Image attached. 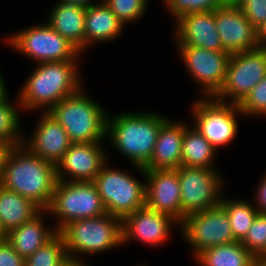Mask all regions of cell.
<instances>
[{
	"label": "cell",
	"instance_id": "obj_43",
	"mask_svg": "<svg viewBox=\"0 0 266 266\" xmlns=\"http://www.w3.org/2000/svg\"><path fill=\"white\" fill-rule=\"evenodd\" d=\"M225 4H238L240 0H223Z\"/></svg>",
	"mask_w": 266,
	"mask_h": 266
},
{
	"label": "cell",
	"instance_id": "obj_32",
	"mask_svg": "<svg viewBox=\"0 0 266 266\" xmlns=\"http://www.w3.org/2000/svg\"><path fill=\"white\" fill-rule=\"evenodd\" d=\"M166 9L171 13L175 21L185 14L193 12L213 11L223 5V0H163Z\"/></svg>",
	"mask_w": 266,
	"mask_h": 266
},
{
	"label": "cell",
	"instance_id": "obj_40",
	"mask_svg": "<svg viewBox=\"0 0 266 266\" xmlns=\"http://www.w3.org/2000/svg\"><path fill=\"white\" fill-rule=\"evenodd\" d=\"M2 74L0 73V101L8 97V92L6 90L5 82L2 78Z\"/></svg>",
	"mask_w": 266,
	"mask_h": 266
},
{
	"label": "cell",
	"instance_id": "obj_12",
	"mask_svg": "<svg viewBox=\"0 0 266 266\" xmlns=\"http://www.w3.org/2000/svg\"><path fill=\"white\" fill-rule=\"evenodd\" d=\"M179 228L194 257L207 248L236 241L229 217L221 205L186 215Z\"/></svg>",
	"mask_w": 266,
	"mask_h": 266
},
{
	"label": "cell",
	"instance_id": "obj_8",
	"mask_svg": "<svg viewBox=\"0 0 266 266\" xmlns=\"http://www.w3.org/2000/svg\"><path fill=\"white\" fill-rule=\"evenodd\" d=\"M11 47L37 63L78 61L81 53L47 22L6 38Z\"/></svg>",
	"mask_w": 266,
	"mask_h": 266
},
{
	"label": "cell",
	"instance_id": "obj_15",
	"mask_svg": "<svg viewBox=\"0 0 266 266\" xmlns=\"http://www.w3.org/2000/svg\"><path fill=\"white\" fill-rule=\"evenodd\" d=\"M101 144L102 142L71 143L56 166L57 180L93 181L108 160Z\"/></svg>",
	"mask_w": 266,
	"mask_h": 266
},
{
	"label": "cell",
	"instance_id": "obj_42",
	"mask_svg": "<svg viewBox=\"0 0 266 266\" xmlns=\"http://www.w3.org/2000/svg\"><path fill=\"white\" fill-rule=\"evenodd\" d=\"M1 183H0V187H1ZM6 232L2 229V224L0 222V239L5 238Z\"/></svg>",
	"mask_w": 266,
	"mask_h": 266
},
{
	"label": "cell",
	"instance_id": "obj_4",
	"mask_svg": "<svg viewBox=\"0 0 266 266\" xmlns=\"http://www.w3.org/2000/svg\"><path fill=\"white\" fill-rule=\"evenodd\" d=\"M48 113L66 130L72 143L103 142L108 113L84 92L63 98Z\"/></svg>",
	"mask_w": 266,
	"mask_h": 266
},
{
	"label": "cell",
	"instance_id": "obj_23",
	"mask_svg": "<svg viewBox=\"0 0 266 266\" xmlns=\"http://www.w3.org/2000/svg\"><path fill=\"white\" fill-rule=\"evenodd\" d=\"M125 25L116 17L102 0L101 3L86 7L85 49L97 41L109 42L117 39Z\"/></svg>",
	"mask_w": 266,
	"mask_h": 266
},
{
	"label": "cell",
	"instance_id": "obj_11",
	"mask_svg": "<svg viewBox=\"0 0 266 266\" xmlns=\"http://www.w3.org/2000/svg\"><path fill=\"white\" fill-rule=\"evenodd\" d=\"M192 106L194 127L216 150L235 139L238 132L236 117L243 114L238 104L205 97Z\"/></svg>",
	"mask_w": 266,
	"mask_h": 266
},
{
	"label": "cell",
	"instance_id": "obj_13",
	"mask_svg": "<svg viewBox=\"0 0 266 266\" xmlns=\"http://www.w3.org/2000/svg\"><path fill=\"white\" fill-rule=\"evenodd\" d=\"M180 56L196 84L202 87L203 97L212 98L221 89L231 54L187 45H178Z\"/></svg>",
	"mask_w": 266,
	"mask_h": 266
},
{
	"label": "cell",
	"instance_id": "obj_28",
	"mask_svg": "<svg viewBox=\"0 0 266 266\" xmlns=\"http://www.w3.org/2000/svg\"><path fill=\"white\" fill-rule=\"evenodd\" d=\"M69 262L63 238L57 233L25 259V266H66Z\"/></svg>",
	"mask_w": 266,
	"mask_h": 266
},
{
	"label": "cell",
	"instance_id": "obj_29",
	"mask_svg": "<svg viewBox=\"0 0 266 266\" xmlns=\"http://www.w3.org/2000/svg\"><path fill=\"white\" fill-rule=\"evenodd\" d=\"M18 110L20 109L9 102L8 97L0 101V141L13 146L23 144L24 139L19 131L20 114Z\"/></svg>",
	"mask_w": 266,
	"mask_h": 266
},
{
	"label": "cell",
	"instance_id": "obj_38",
	"mask_svg": "<svg viewBox=\"0 0 266 266\" xmlns=\"http://www.w3.org/2000/svg\"><path fill=\"white\" fill-rule=\"evenodd\" d=\"M259 48H266V21L256 29Z\"/></svg>",
	"mask_w": 266,
	"mask_h": 266
},
{
	"label": "cell",
	"instance_id": "obj_22",
	"mask_svg": "<svg viewBox=\"0 0 266 266\" xmlns=\"http://www.w3.org/2000/svg\"><path fill=\"white\" fill-rule=\"evenodd\" d=\"M48 214L47 210H41L31 220L21 226L9 230L5 238L24 259H27L37 249L51 240L58 231L46 227L43 216Z\"/></svg>",
	"mask_w": 266,
	"mask_h": 266
},
{
	"label": "cell",
	"instance_id": "obj_16",
	"mask_svg": "<svg viewBox=\"0 0 266 266\" xmlns=\"http://www.w3.org/2000/svg\"><path fill=\"white\" fill-rule=\"evenodd\" d=\"M215 11V23L223 49L239 53L258 48L256 28L237 4H225Z\"/></svg>",
	"mask_w": 266,
	"mask_h": 266
},
{
	"label": "cell",
	"instance_id": "obj_7",
	"mask_svg": "<svg viewBox=\"0 0 266 266\" xmlns=\"http://www.w3.org/2000/svg\"><path fill=\"white\" fill-rule=\"evenodd\" d=\"M93 182L110 215L123 219L145 206L146 184L121 170L109 168L108 163Z\"/></svg>",
	"mask_w": 266,
	"mask_h": 266
},
{
	"label": "cell",
	"instance_id": "obj_17",
	"mask_svg": "<svg viewBox=\"0 0 266 266\" xmlns=\"http://www.w3.org/2000/svg\"><path fill=\"white\" fill-rule=\"evenodd\" d=\"M175 224L180 226L169 215L144 206L122 219V244L137 239L148 246L163 245Z\"/></svg>",
	"mask_w": 266,
	"mask_h": 266
},
{
	"label": "cell",
	"instance_id": "obj_44",
	"mask_svg": "<svg viewBox=\"0 0 266 266\" xmlns=\"http://www.w3.org/2000/svg\"><path fill=\"white\" fill-rule=\"evenodd\" d=\"M260 266H266V259L260 263Z\"/></svg>",
	"mask_w": 266,
	"mask_h": 266
},
{
	"label": "cell",
	"instance_id": "obj_2",
	"mask_svg": "<svg viewBox=\"0 0 266 266\" xmlns=\"http://www.w3.org/2000/svg\"><path fill=\"white\" fill-rule=\"evenodd\" d=\"M77 65V61L39 63L18 93V107L48 112L63 98L78 93L83 84Z\"/></svg>",
	"mask_w": 266,
	"mask_h": 266
},
{
	"label": "cell",
	"instance_id": "obj_1",
	"mask_svg": "<svg viewBox=\"0 0 266 266\" xmlns=\"http://www.w3.org/2000/svg\"><path fill=\"white\" fill-rule=\"evenodd\" d=\"M57 182L56 166L32 153L25 145L8 154L1 185L47 210Z\"/></svg>",
	"mask_w": 266,
	"mask_h": 266
},
{
	"label": "cell",
	"instance_id": "obj_9",
	"mask_svg": "<svg viewBox=\"0 0 266 266\" xmlns=\"http://www.w3.org/2000/svg\"><path fill=\"white\" fill-rule=\"evenodd\" d=\"M265 76L266 48L233 53L228 61L224 83L213 98L239 104ZM229 99L230 102L226 101Z\"/></svg>",
	"mask_w": 266,
	"mask_h": 266
},
{
	"label": "cell",
	"instance_id": "obj_35",
	"mask_svg": "<svg viewBox=\"0 0 266 266\" xmlns=\"http://www.w3.org/2000/svg\"><path fill=\"white\" fill-rule=\"evenodd\" d=\"M0 266H25V259L14 250L6 238L0 239Z\"/></svg>",
	"mask_w": 266,
	"mask_h": 266
},
{
	"label": "cell",
	"instance_id": "obj_41",
	"mask_svg": "<svg viewBox=\"0 0 266 266\" xmlns=\"http://www.w3.org/2000/svg\"><path fill=\"white\" fill-rule=\"evenodd\" d=\"M66 266H89L86 262H74L70 261Z\"/></svg>",
	"mask_w": 266,
	"mask_h": 266
},
{
	"label": "cell",
	"instance_id": "obj_27",
	"mask_svg": "<svg viewBox=\"0 0 266 266\" xmlns=\"http://www.w3.org/2000/svg\"><path fill=\"white\" fill-rule=\"evenodd\" d=\"M220 205L225 209L236 241L241 242L253 221L259 214L256 207L246 200H233L221 197Z\"/></svg>",
	"mask_w": 266,
	"mask_h": 266
},
{
	"label": "cell",
	"instance_id": "obj_6",
	"mask_svg": "<svg viewBox=\"0 0 266 266\" xmlns=\"http://www.w3.org/2000/svg\"><path fill=\"white\" fill-rule=\"evenodd\" d=\"M47 211L59 219L57 231L72 221L107 213L93 181L57 180Z\"/></svg>",
	"mask_w": 266,
	"mask_h": 266
},
{
	"label": "cell",
	"instance_id": "obj_25",
	"mask_svg": "<svg viewBox=\"0 0 266 266\" xmlns=\"http://www.w3.org/2000/svg\"><path fill=\"white\" fill-rule=\"evenodd\" d=\"M194 259L201 266H260L257 258L239 241L207 248Z\"/></svg>",
	"mask_w": 266,
	"mask_h": 266
},
{
	"label": "cell",
	"instance_id": "obj_19",
	"mask_svg": "<svg viewBox=\"0 0 266 266\" xmlns=\"http://www.w3.org/2000/svg\"><path fill=\"white\" fill-rule=\"evenodd\" d=\"M42 112L44 114L32 136L28 139L24 136L23 145L32 153L57 166L72 142L60 123L48 112Z\"/></svg>",
	"mask_w": 266,
	"mask_h": 266
},
{
	"label": "cell",
	"instance_id": "obj_26",
	"mask_svg": "<svg viewBox=\"0 0 266 266\" xmlns=\"http://www.w3.org/2000/svg\"><path fill=\"white\" fill-rule=\"evenodd\" d=\"M191 128L188 126L184 131L181 166L215 169L213 162L217 150L195 127Z\"/></svg>",
	"mask_w": 266,
	"mask_h": 266
},
{
	"label": "cell",
	"instance_id": "obj_36",
	"mask_svg": "<svg viewBox=\"0 0 266 266\" xmlns=\"http://www.w3.org/2000/svg\"><path fill=\"white\" fill-rule=\"evenodd\" d=\"M255 197L257 200V205L255 204V207H257L256 209L259 214H266V174H264L263 178H261L258 183Z\"/></svg>",
	"mask_w": 266,
	"mask_h": 266
},
{
	"label": "cell",
	"instance_id": "obj_21",
	"mask_svg": "<svg viewBox=\"0 0 266 266\" xmlns=\"http://www.w3.org/2000/svg\"><path fill=\"white\" fill-rule=\"evenodd\" d=\"M86 7L58 2L50 10L47 23L80 53L85 50Z\"/></svg>",
	"mask_w": 266,
	"mask_h": 266
},
{
	"label": "cell",
	"instance_id": "obj_3",
	"mask_svg": "<svg viewBox=\"0 0 266 266\" xmlns=\"http://www.w3.org/2000/svg\"><path fill=\"white\" fill-rule=\"evenodd\" d=\"M168 118L152 112H124L107 118L106 138L131 164L144 167L150 160L159 129Z\"/></svg>",
	"mask_w": 266,
	"mask_h": 266
},
{
	"label": "cell",
	"instance_id": "obj_30",
	"mask_svg": "<svg viewBox=\"0 0 266 266\" xmlns=\"http://www.w3.org/2000/svg\"><path fill=\"white\" fill-rule=\"evenodd\" d=\"M241 243L259 264L266 259V214L257 215Z\"/></svg>",
	"mask_w": 266,
	"mask_h": 266
},
{
	"label": "cell",
	"instance_id": "obj_33",
	"mask_svg": "<svg viewBox=\"0 0 266 266\" xmlns=\"http://www.w3.org/2000/svg\"><path fill=\"white\" fill-rule=\"evenodd\" d=\"M244 115L266 116V76L238 104Z\"/></svg>",
	"mask_w": 266,
	"mask_h": 266
},
{
	"label": "cell",
	"instance_id": "obj_18",
	"mask_svg": "<svg viewBox=\"0 0 266 266\" xmlns=\"http://www.w3.org/2000/svg\"><path fill=\"white\" fill-rule=\"evenodd\" d=\"M176 44L226 52L215 23V11L188 13L176 21Z\"/></svg>",
	"mask_w": 266,
	"mask_h": 266
},
{
	"label": "cell",
	"instance_id": "obj_14",
	"mask_svg": "<svg viewBox=\"0 0 266 266\" xmlns=\"http://www.w3.org/2000/svg\"><path fill=\"white\" fill-rule=\"evenodd\" d=\"M146 179L145 206L169 215L181 224V191L178 169L148 170L135 166Z\"/></svg>",
	"mask_w": 266,
	"mask_h": 266
},
{
	"label": "cell",
	"instance_id": "obj_39",
	"mask_svg": "<svg viewBox=\"0 0 266 266\" xmlns=\"http://www.w3.org/2000/svg\"><path fill=\"white\" fill-rule=\"evenodd\" d=\"M93 1L94 0H59V2H62L65 4H76V5H80L83 7H89V6L93 5V3H92Z\"/></svg>",
	"mask_w": 266,
	"mask_h": 266
},
{
	"label": "cell",
	"instance_id": "obj_10",
	"mask_svg": "<svg viewBox=\"0 0 266 266\" xmlns=\"http://www.w3.org/2000/svg\"><path fill=\"white\" fill-rule=\"evenodd\" d=\"M213 168H178L181 191V223L186 215L214 208L221 203L224 182Z\"/></svg>",
	"mask_w": 266,
	"mask_h": 266
},
{
	"label": "cell",
	"instance_id": "obj_20",
	"mask_svg": "<svg viewBox=\"0 0 266 266\" xmlns=\"http://www.w3.org/2000/svg\"><path fill=\"white\" fill-rule=\"evenodd\" d=\"M185 122H174L169 118L159 129L153 154L144 169H178L181 166L182 143Z\"/></svg>",
	"mask_w": 266,
	"mask_h": 266
},
{
	"label": "cell",
	"instance_id": "obj_37",
	"mask_svg": "<svg viewBox=\"0 0 266 266\" xmlns=\"http://www.w3.org/2000/svg\"><path fill=\"white\" fill-rule=\"evenodd\" d=\"M14 146L10 143H5L0 141V182L2 180L4 169H5V163L8 157V154L11 152V149Z\"/></svg>",
	"mask_w": 266,
	"mask_h": 266
},
{
	"label": "cell",
	"instance_id": "obj_31",
	"mask_svg": "<svg viewBox=\"0 0 266 266\" xmlns=\"http://www.w3.org/2000/svg\"><path fill=\"white\" fill-rule=\"evenodd\" d=\"M116 17L126 25L144 16L148 0H103Z\"/></svg>",
	"mask_w": 266,
	"mask_h": 266
},
{
	"label": "cell",
	"instance_id": "obj_24",
	"mask_svg": "<svg viewBox=\"0 0 266 266\" xmlns=\"http://www.w3.org/2000/svg\"><path fill=\"white\" fill-rule=\"evenodd\" d=\"M40 211L41 209L29 199L0 187V222L6 233L31 220Z\"/></svg>",
	"mask_w": 266,
	"mask_h": 266
},
{
	"label": "cell",
	"instance_id": "obj_34",
	"mask_svg": "<svg viewBox=\"0 0 266 266\" xmlns=\"http://www.w3.org/2000/svg\"><path fill=\"white\" fill-rule=\"evenodd\" d=\"M237 5L256 29L266 21V0H240Z\"/></svg>",
	"mask_w": 266,
	"mask_h": 266
},
{
	"label": "cell",
	"instance_id": "obj_5",
	"mask_svg": "<svg viewBox=\"0 0 266 266\" xmlns=\"http://www.w3.org/2000/svg\"><path fill=\"white\" fill-rule=\"evenodd\" d=\"M58 233L63 238L70 261L83 262L78 253H101L122 245V219L106 213L67 223Z\"/></svg>",
	"mask_w": 266,
	"mask_h": 266
}]
</instances>
